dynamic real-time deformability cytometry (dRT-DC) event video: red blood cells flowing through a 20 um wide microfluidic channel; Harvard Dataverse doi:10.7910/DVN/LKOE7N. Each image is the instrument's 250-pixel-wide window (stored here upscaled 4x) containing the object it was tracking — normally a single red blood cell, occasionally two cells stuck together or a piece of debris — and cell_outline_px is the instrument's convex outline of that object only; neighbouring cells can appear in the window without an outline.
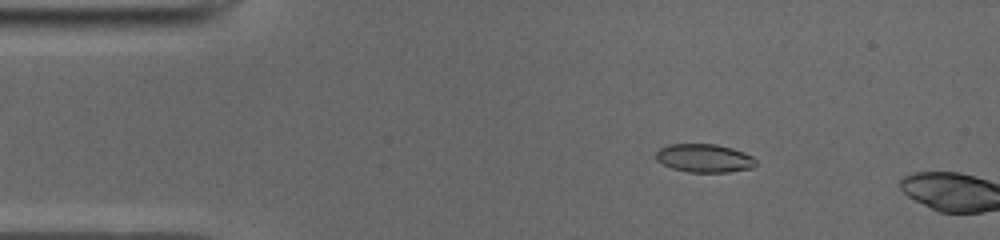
{"species": "common noctule bat (a hibernating species)", "species_latin": "Nyctalus noctula", "temperature_condition": "cold", "stored_images_in_passage": 4, "camera_frame_rate_fps": 3000, "um_per_image_px": 0.085, "animal": {"sex": "male", "body_mass_g": 19.0, "forearm_length_mm": 50.8}, "frame": {"image": 1, "passage_image": 2, "time_ms": 0.333, "image_size_px": [1000, 240], "cell_outline_px": [[756, 164], [752, 168], [728, 172], [688, 172], [672, 168], [656, 160], [656, 152], [660, 148], [668, 144], [716, 144], [732, 148], [744, 152], [752, 156], [756, 160]], "centroid_in_image_um": [59.87, 13.44], "position_along_channel_um": 25.1, "area_um2": 16.53}}